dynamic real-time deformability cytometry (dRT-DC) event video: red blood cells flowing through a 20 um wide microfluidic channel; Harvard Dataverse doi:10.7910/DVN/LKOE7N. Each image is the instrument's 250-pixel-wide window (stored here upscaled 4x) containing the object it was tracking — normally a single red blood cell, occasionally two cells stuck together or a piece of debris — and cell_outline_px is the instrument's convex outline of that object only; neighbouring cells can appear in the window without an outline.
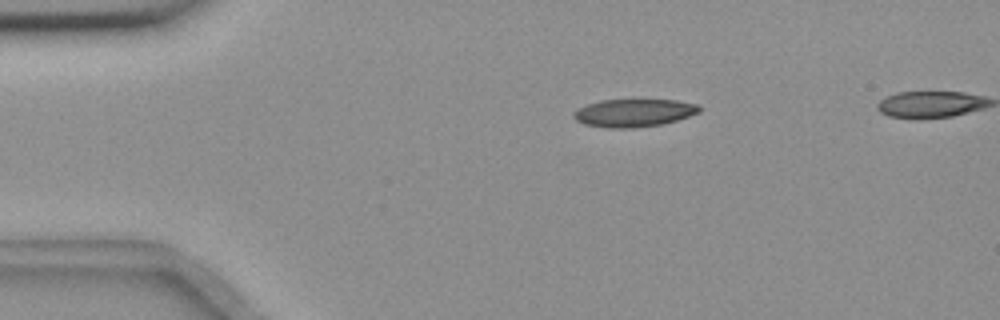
{"species": "common noctule bat (a hibernating species)", "species_latin": "Nyctalus noctula", "temperature_condition": "room temperature", "stored_images_in_passage": 44, "camera_frame_rate_fps": 3000, "um_per_image_px": 0.085, "animal": {"sex": "female", "body_mass_g": 18.4}, "frame": {"image": 1, "passage_image": 2, "time_ms": 0.333, "image_size_px": [1000, 320], "cell_outline_px": [[700, 112], [664, 124], [632, 128], [608, 128], [584, 124], [576, 120], [572, 116], [572, 112], [576, 108], [600, 100], [676, 100], [700, 104]], "centroid_in_image_um": [53.85, 9.59], "position_along_channel_um": 31.1, "area_um2": 20.52}}
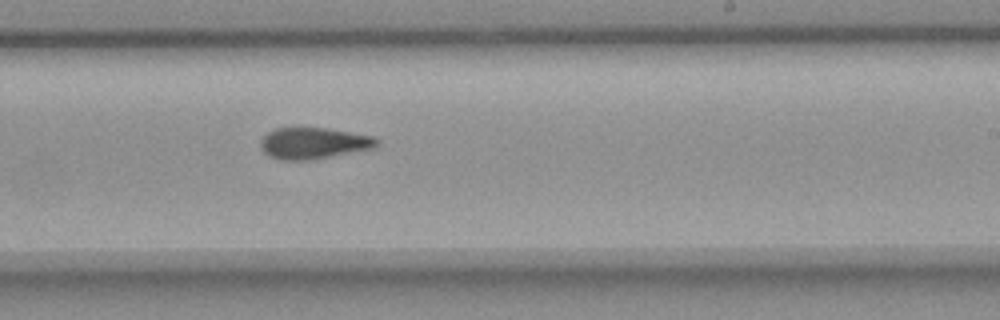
{"frame": {"image": 2, "passage_image": 25, "time_ms": 8.0, "image_size_px": [1000, 320], "cell_outline_px": [[380, 144], [372, 148], [308, 160], [280, 160], [264, 152], [260, 148], [260, 140], [268, 132], [276, 128], [328, 128], [372, 136], [380, 140]], "centroid_in_image_um": [26.64, 12.16], "position_along_channel_um": 262.4, "area_um2": 20.98}}
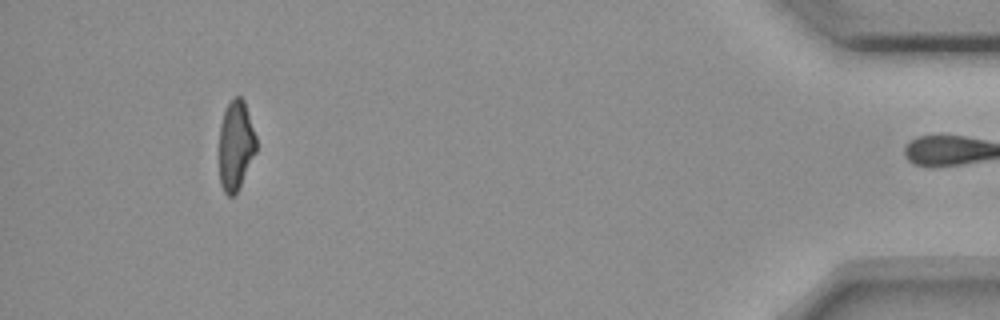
{"frame": {"image": 3, "passage_image": 43, "time_ms": 14.0, "image_size_px": [1000, 320], "cell_outline_px": [[256, 152], [236, 192], [232, 196], [228, 196], [224, 192], [220, 184], [220, 124], [224, 112], [228, 104], [236, 96], [240, 96], [244, 100], [256, 136]], "centroid_in_image_um": [20.04, 12.34], "position_along_channel_um": 415.2, "area_um2": 19.02}, "authors_computed_cell_mechanics": {"area_um2": 21.3282, "velocity_mm_per_s": 3.6614, "shape_relaxation_time_tau1_ms": 9.9837, "shape_relaxation_time_tau2_ms": 2.5343, "deformation_change_tau1": 0.2383, "deformation_change_tau2": 0.0992}}